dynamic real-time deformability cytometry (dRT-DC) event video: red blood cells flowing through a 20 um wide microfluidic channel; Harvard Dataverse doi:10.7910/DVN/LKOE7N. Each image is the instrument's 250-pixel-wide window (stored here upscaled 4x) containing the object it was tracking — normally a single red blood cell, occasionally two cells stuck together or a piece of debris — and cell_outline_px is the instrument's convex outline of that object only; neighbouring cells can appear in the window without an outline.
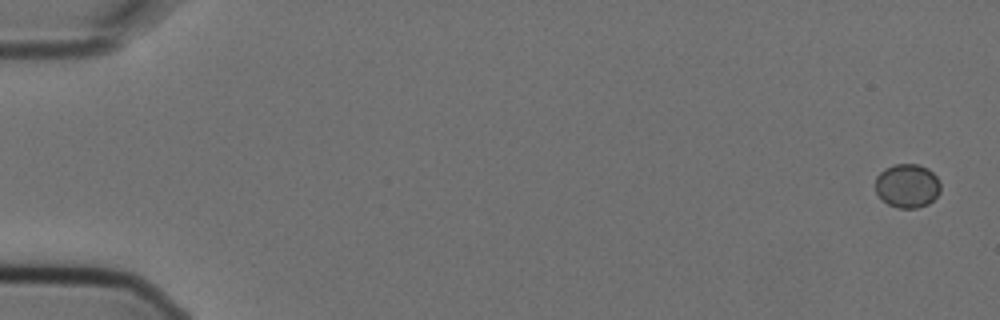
{"species": "Egyptian fruit bat (a non-hibernating species)", "species_latin": "Rousettus aegyptiacus", "temperature_condition": "cold", "stored_images_in_passage": 10, "camera_frame_rate_fps": 3000, "um_per_image_px": 0.085, "animal": {"sex": "female"}, "frame": {"image": 1, "passage_image": 1, "time_ms": 0.0, "image_size_px": [1000, 320], "cell_outline_px": [[940, 192], [928, 204], [916, 208], [900, 208], [888, 204], [876, 192], [876, 176], [884, 168], [892, 164], [920, 164], [928, 168], [936, 176], [940, 184]], "centroid_in_image_um": [77.12, 15.77], "position_along_channel_um": 7.9, "area_um2": 16.65}}
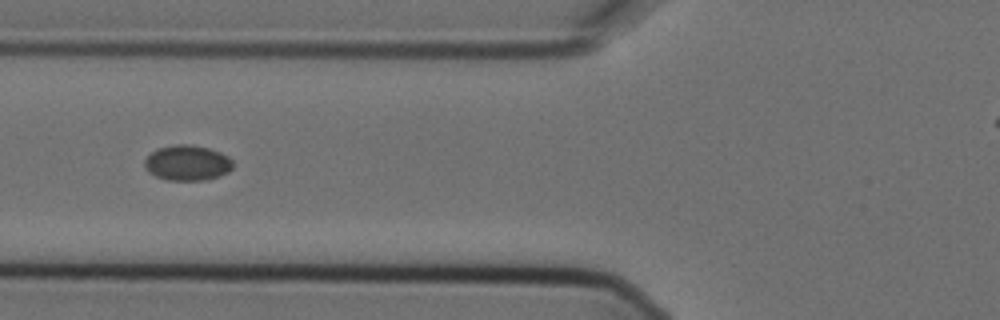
{"frame": {"image": 2, "passage_image": 7, "time_ms": 2.0, "image_size_px": [1000, 320], "cell_outline_px": [[232, 168], [228, 172], [208, 180], [168, 180], [156, 176], [148, 172], [144, 168], [144, 160], [152, 152], [160, 148], [176, 144], [192, 144], [208, 148], [220, 152], [228, 156], [232, 160]], "centroid_in_image_um": [15.92, 13.85], "position_along_channel_um": 109.9, "area_um2": 18.21}}
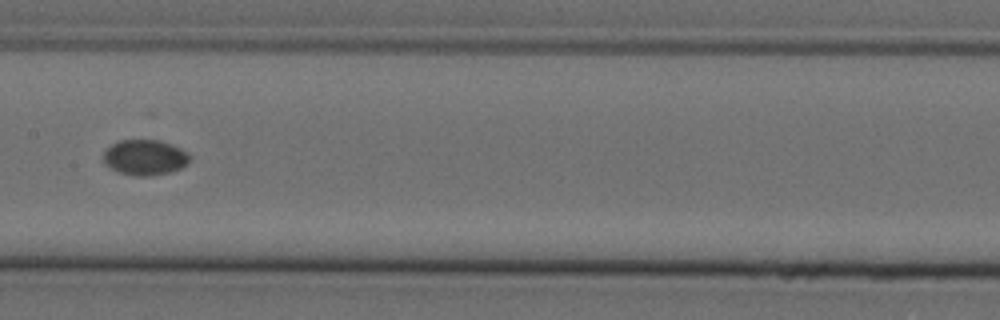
{"frame": {"image": 3, "passage_image": 9, "time_ms": 2.667, "image_size_px": [1000, 320], "cell_outline_px": [[192, 156], [188, 164], [180, 168], [168, 172], [152, 176], [136, 176], [120, 172], [104, 164], [104, 152], [112, 144], [120, 140], [160, 140], [180, 148], [188, 152]], "centroid_in_image_um": [12.35, 13.38], "position_along_channel_um": 195.0, "area_um2": 17.8}}